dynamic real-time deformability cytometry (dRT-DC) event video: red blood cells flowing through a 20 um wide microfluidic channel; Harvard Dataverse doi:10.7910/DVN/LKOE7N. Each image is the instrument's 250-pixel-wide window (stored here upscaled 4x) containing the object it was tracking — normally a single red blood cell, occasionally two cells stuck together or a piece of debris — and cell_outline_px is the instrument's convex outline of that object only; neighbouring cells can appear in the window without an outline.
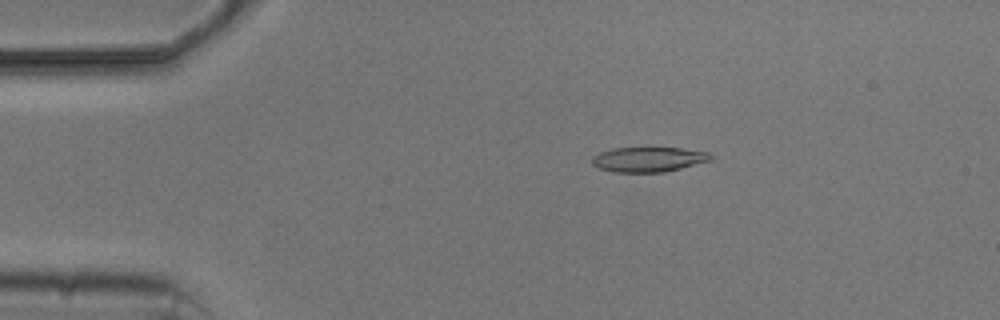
{"species": "common noctule bat (a hibernating species)", "species_latin": "Nyctalus noctula", "temperature_condition": "cold", "stored_images_in_passage": 4, "camera_frame_rate_fps": 3000, "um_per_image_px": 0.085, "animal": {"sex": "male", "body_mass_g": 20.5, "forearm_length_mm": 52.5}, "frame": {"image": 1, "passage_image": 3, "time_ms": 2.333, "image_size_px": [1000, 320], "cell_outline_px": [[716, 156], [712, 160], [664, 172], [612, 172], [600, 168], [592, 164], [592, 156], [600, 152], [612, 148], [648, 144], [680, 148], [708, 152]], "centroid_in_image_um": [55.13, 13.49], "position_along_channel_um": 29.9, "area_um2": 18.21}}